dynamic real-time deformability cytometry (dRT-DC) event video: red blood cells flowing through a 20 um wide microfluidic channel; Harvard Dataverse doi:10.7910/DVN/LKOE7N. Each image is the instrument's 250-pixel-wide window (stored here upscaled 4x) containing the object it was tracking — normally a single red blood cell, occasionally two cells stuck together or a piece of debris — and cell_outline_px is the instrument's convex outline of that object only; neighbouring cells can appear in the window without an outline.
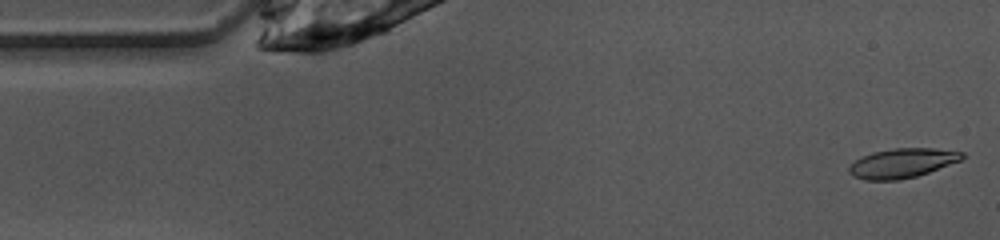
{"species": "common noctule bat (a hibernating species)", "species_latin": "Nyctalus noctula", "temperature_condition": "warm", "stored_images_in_passage": 44, "camera_frame_rate_fps": 3000, "um_per_image_px": 0.085, "animal": {"sex": "female", "body_mass_g": 10.0, "forearm_length_mm": 53.1}, "frame": {"image": 1, "passage_image": 1, "time_ms": 0.0, "image_size_px": [1000, 240], "cell_outline_px": [[964, 156], [960, 160], [928, 172], [916, 176], [896, 180], [864, 180], [852, 176], [848, 172], [848, 168], [856, 160], [872, 152], [892, 148], [932, 148], [964, 152]], "centroid_in_image_um": [76.65, 13.86], "position_along_channel_um": 8.3, "area_um2": 19.19}}
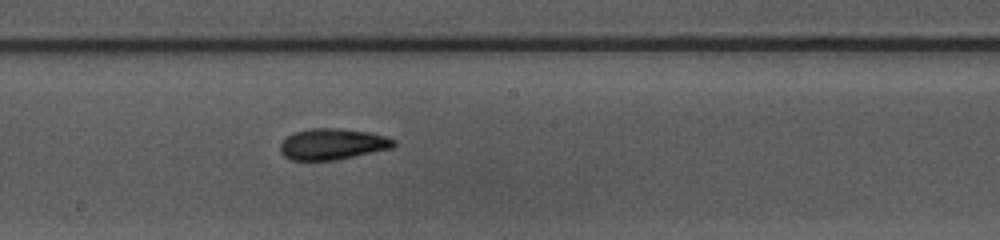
{"frame": {"image": 2, "passage_image": 24, "time_ms": 7.667, "image_size_px": [1000, 240], "cell_outline_px": [[396, 144], [392, 148], [336, 160], [292, 160], [284, 156], [280, 152], [280, 144], [288, 136], [296, 132], [308, 128], [340, 128], [368, 132], [384, 136], [396, 140]], "centroid_in_image_um": [28.26, 12.25], "position_along_channel_um": 219.9, "area_um2": 20.52}}
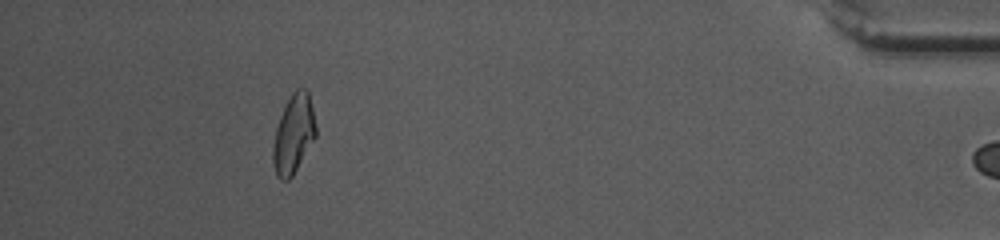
{"frame": {"image": 3, "passage_image": 43, "time_ms": 14.0, "image_size_px": [1000, 240], "cell_outline_px": [[316, 136], [292, 176], [288, 180], [280, 180], [276, 176], [272, 164], [272, 148], [276, 128], [280, 116], [292, 92], [296, 88], [304, 88], [308, 92], [316, 124]], "centroid_in_image_um": [24.93, 11.42], "position_along_channel_um": 410.3, "area_um2": 19.59}, "authors_computed_cell_mechanics": {"area_um2": 19.9699, "velocity_mm_per_s": 4.0232, "shape_relaxation_time_tau1_ms": 3.4776, "shape_relaxation_time_tau2_ms": 5.1531, "deformation_change_tau1": 0.1485, "deformation_change_tau2": 0.0773}}